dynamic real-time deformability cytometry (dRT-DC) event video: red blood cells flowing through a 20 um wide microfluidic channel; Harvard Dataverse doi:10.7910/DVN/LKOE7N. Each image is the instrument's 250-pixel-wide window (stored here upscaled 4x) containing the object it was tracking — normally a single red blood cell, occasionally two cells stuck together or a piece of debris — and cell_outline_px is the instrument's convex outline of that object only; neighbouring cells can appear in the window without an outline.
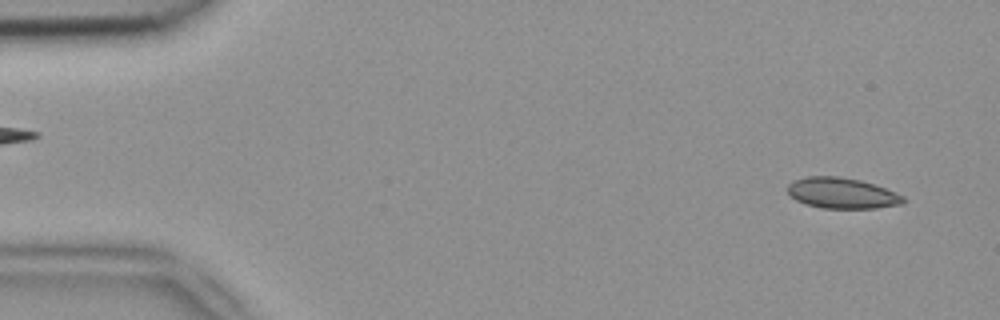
{"species": "common noctule bat (a hibernating species)", "species_latin": "Nyctalus noctula", "temperature_condition": "room temperature", "stored_images_in_passage": 49, "camera_frame_rate_fps": 3000, "um_per_image_px": 0.085, "animal": {"sex": "female", "body_mass_g": 18.4}, "frame": {"image": 1, "passage_image": 1, "time_ms": 0.0, "image_size_px": [1000, 320], "cell_outline_px": [[908, 200], [904, 204], [876, 208], [820, 208], [804, 204], [796, 200], [788, 192], [788, 184], [792, 180], [808, 176], [840, 176], [860, 180], [896, 192], [904, 196]], "centroid_in_image_um": [71.58, 16.42], "position_along_channel_um": 13.4, "area_um2": 20.92}}
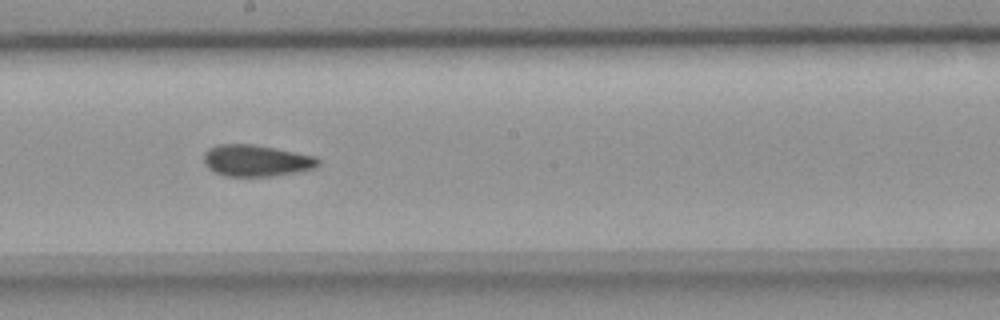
{"frame": {"image": 2, "passage_image": 26, "time_ms": 8.333, "image_size_px": [1000, 320], "cell_outline_px": [[320, 164], [316, 168], [296, 172], [272, 176], [224, 176], [208, 168], [204, 164], [204, 152], [208, 148], [220, 144], [252, 144], [276, 148], [316, 156], [320, 160]], "centroid_in_image_um": [21.79, 13.65], "position_along_channel_um": 226.4, "area_um2": 21.15}}
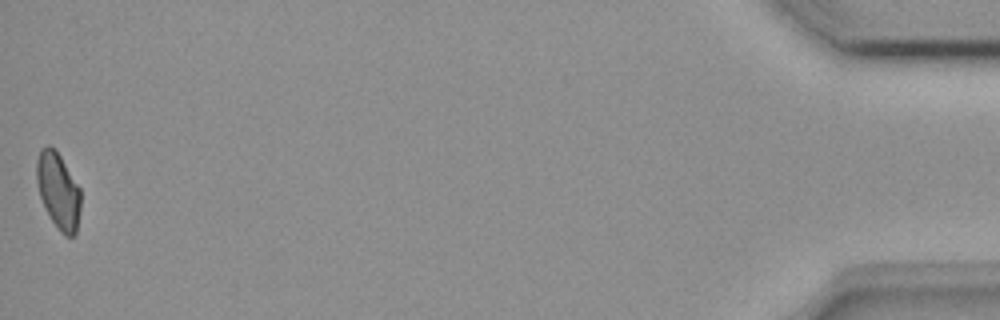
{"frame": {"image": 3, "passage_image": 49, "time_ms": 16.0, "image_size_px": [1000, 320], "cell_outline_px": [[80, 208], [76, 232], [72, 236], [64, 236], [60, 232], [52, 220], [40, 196], [36, 180], [36, 160], [40, 148], [48, 144], [60, 156], [80, 188]], "centroid_in_image_um": [4.94, 16.2], "position_along_channel_um": 430.3, "area_um2": 19.31}, "authors_computed_cell_mechanics": {"area_um2": 20.8658, "velocity_mm_per_s": 3.9152, "shape_relaxation_time_tau1_ms": null, "shape_relaxation_time_tau2_ms": 3.9614, "deformation_change_tau1": null, "deformation_change_tau2": 0.0656}}